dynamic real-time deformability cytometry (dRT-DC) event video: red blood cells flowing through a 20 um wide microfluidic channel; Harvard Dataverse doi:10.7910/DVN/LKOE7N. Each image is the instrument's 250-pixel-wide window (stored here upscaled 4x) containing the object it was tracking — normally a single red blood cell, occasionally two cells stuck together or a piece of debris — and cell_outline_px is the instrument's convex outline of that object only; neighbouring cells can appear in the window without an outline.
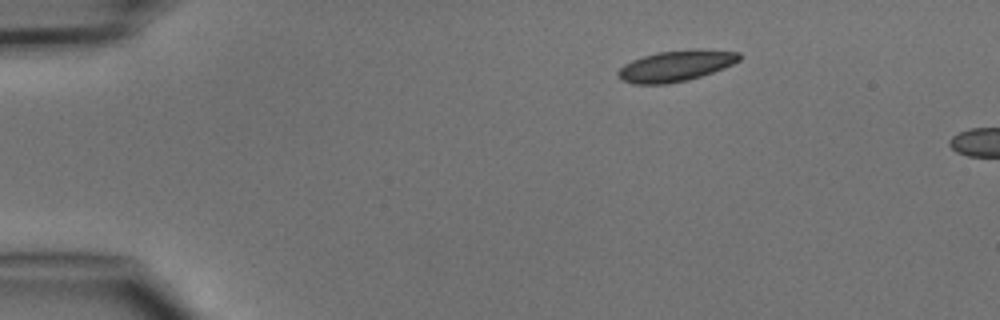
{"species": "common noctule bat (a hibernating species)", "species_latin": "Nyctalus noctula", "temperature_condition": "cold", "stored_images_in_passage": 2, "camera_frame_rate_fps": 3000, "um_per_image_px": 0.085, "animal": {"sex": "male", "body_mass_g": 15.6}, "frame": {"image": 1, "passage_image": 1, "time_ms": 0.0, "image_size_px": [1000, 320], "cell_outline_px": [[744, 56], [740, 60], [724, 68], [688, 80], [668, 84], [632, 84], [616, 76], [616, 72], [624, 64], [632, 60], [656, 52], [692, 48], [700, 48], [740, 52]], "centroid_in_image_um": [57.47, 5.58], "position_along_channel_um": 27.5, "area_um2": 22.25}}